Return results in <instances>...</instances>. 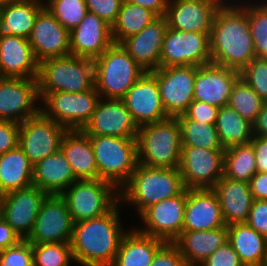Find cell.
<instances>
[{
	"mask_svg": "<svg viewBox=\"0 0 267 266\" xmlns=\"http://www.w3.org/2000/svg\"><path fill=\"white\" fill-rule=\"evenodd\" d=\"M223 2L210 33L211 63L241 72L255 57L248 6Z\"/></svg>",
	"mask_w": 267,
	"mask_h": 266,
	"instance_id": "cell-1",
	"label": "cell"
},
{
	"mask_svg": "<svg viewBox=\"0 0 267 266\" xmlns=\"http://www.w3.org/2000/svg\"><path fill=\"white\" fill-rule=\"evenodd\" d=\"M117 204L106 214L76 222L70 241L74 261L82 266H111L121 240L122 230Z\"/></svg>",
	"mask_w": 267,
	"mask_h": 266,
	"instance_id": "cell-2",
	"label": "cell"
},
{
	"mask_svg": "<svg viewBox=\"0 0 267 266\" xmlns=\"http://www.w3.org/2000/svg\"><path fill=\"white\" fill-rule=\"evenodd\" d=\"M121 189L120 200L137 206L140 215L149 206L177 196L186 188L178 168L147 167L138 163Z\"/></svg>",
	"mask_w": 267,
	"mask_h": 266,
	"instance_id": "cell-3",
	"label": "cell"
},
{
	"mask_svg": "<svg viewBox=\"0 0 267 266\" xmlns=\"http://www.w3.org/2000/svg\"><path fill=\"white\" fill-rule=\"evenodd\" d=\"M181 148V129L177 117L139 126V164L147 167L178 168Z\"/></svg>",
	"mask_w": 267,
	"mask_h": 266,
	"instance_id": "cell-4",
	"label": "cell"
},
{
	"mask_svg": "<svg viewBox=\"0 0 267 266\" xmlns=\"http://www.w3.org/2000/svg\"><path fill=\"white\" fill-rule=\"evenodd\" d=\"M37 81L41 99L53 92L88 91L95 86L94 62L74 55L46 59L39 63Z\"/></svg>",
	"mask_w": 267,
	"mask_h": 266,
	"instance_id": "cell-5",
	"label": "cell"
},
{
	"mask_svg": "<svg viewBox=\"0 0 267 266\" xmlns=\"http://www.w3.org/2000/svg\"><path fill=\"white\" fill-rule=\"evenodd\" d=\"M93 62L95 88L106 99H122L146 72L121 43H113Z\"/></svg>",
	"mask_w": 267,
	"mask_h": 266,
	"instance_id": "cell-6",
	"label": "cell"
},
{
	"mask_svg": "<svg viewBox=\"0 0 267 266\" xmlns=\"http://www.w3.org/2000/svg\"><path fill=\"white\" fill-rule=\"evenodd\" d=\"M100 180L121 189L138 165L137 138L88 136Z\"/></svg>",
	"mask_w": 267,
	"mask_h": 266,
	"instance_id": "cell-7",
	"label": "cell"
},
{
	"mask_svg": "<svg viewBox=\"0 0 267 266\" xmlns=\"http://www.w3.org/2000/svg\"><path fill=\"white\" fill-rule=\"evenodd\" d=\"M68 188L61 197L74 223L100 217L120 201L119 190L104 180H76Z\"/></svg>",
	"mask_w": 267,
	"mask_h": 266,
	"instance_id": "cell-8",
	"label": "cell"
},
{
	"mask_svg": "<svg viewBox=\"0 0 267 266\" xmlns=\"http://www.w3.org/2000/svg\"><path fill=\"white\" fill-rule=\"evenodd\" d=\"M99 99L95 86L79 93H48L41 100L47 108H41V112L67 130H82L92 117Z\"/></svg>",
	"mask_w": 267,
	"mask_h": 266,
	"instance_id": "cell-9",
	"label": "cell"
},
{
	"mask_svg": "<svg viewBox=\"0 0 267 266\" xmlns=\"http://www.w3.org/2000/svg\"><path fill=\"white\" fill-rule=\"evenodd\" d=\"M210 63V33L167 29L159 67L202 66Z\"/></svg>",
	"mask_w": 267,
	"mask_h": 266,
	"instance_id": "cell-10",
	"label": "cell"
},
{
	"mask_svg": "<svg viewBox=\"0 0 267 266\" xmlns=\"http://www.w3.org/2000/svg\"><path fill=\"white\" fill-rule=\"evenodd\" d=\"M225 150L182 147L178 169L186 189L212 188L224 176Z\"/></svg>",
	"mask_w": 267,
	"mask_h": 266,
	"instance_id": "cell-11",
	"label": "cell"
},
{
	"mask_svg": "<svg viewBox=\"0 0 267 266\" xmlns=\"http://www.w3.org/2000/svg\"><path fill=\"white\" fill-rule=\"evenodd\" d=\"M67 129L42 112L27 118L19 127V146L34 166L61 148Z\"/></svg>",
	"mask_w": 267,
	"mask_h": 266,
	"instance_id": "cell-12",
	"label": "cell"
},
{
	"mask_svg": "<svg viewBox=\"0 0 267 266\" xmlns=\"http://www.w3.org/2000/svg\"><path fill=\"white\" fill-rule=\"evenodd\" d=\"M197 69L198 66H171L151 71L157 79L162 104L168 117L183 115L194 100Z\"/></svg>",
	"mask_w": 267,
	"mask_h": 266,
	"instance_id": "cell-13",
	"label": "cell"
},
{
	"mask_svg": "<svg viewBox=\"0 0 267 266\" xmlns=\"http://www.w3.org/2000/svg\"><path fill=\"white\" fill-rule=\"evenodd\" d=\"M73 225L71 213L61 195H48L26 240L31 244L70 243Z\"/></svg>",
	"mask_w": 267,
	"mask_h": 266,
	"instance_id": "cell-14",
	"label": "cell"
},
{
	"mask_svg": "<svg viewBox=\"0 0 267 266\" xmlns=\"http://www.w3.org/2000/svg\"><path fill=\"white\" fill-rule=\"evenodd\" d=\"M37 79L0 77V120L21 124L41 112Z\"/></svg>",
	"mask_w": 267,
	"mask_h": 266,
	"instance_id": "cell-15",
	"label": "cell"
},
{
	"mask_svg": "<svg viewBox=\"0 0 267 266\" xmlns=\"http://www.w3.org/2000/svg\"><path fill=\"white\" fill-rule=\"evenodd\" d=\"M186 206V189L179 195L167 198L146 208L141 214L144 229L139 232L173 242L181 233Z\"/></svg>",
	"mask_w": 267,
	"mask_h": 266,
	"instance_id": "cell-16",
	"label": "cell"
},
{
	"mask_svg": "<svg viewBox=\"0 0 267 266\" xmlns=\"http://www.w3.org/2000/svg\"><path fill=\"white\" fill-rule=\"evenodd\" d=\"M106 100V101H105ZM139 127L122 99H99L82 131L88 136L137 138Z\"/></svg>",
	"mask_w": 267,
	"mask_h": 266,
	"instance_id": "cell-17",
	"label": "cell"
},
{
	"mask_svg": "<svg viewBox=\"0 0 267 266\" xmlns=\"http://www.w3.org/2000/svg\"><path fill=\"white\" fill-rule=\"evenodd\" d=\"M47 196V193L34 185L3 195L2 217L22 239L31 233Z\"/></svg>",
	"mask_w": 267,
	"mask_h": 266,
	"instance_id": "cell-18",
	"label": "cell"
},
{
	"mask_svg": "<svg viewBox=\"0 0 267 266\" xmlns=\"http://www.w3.org/2000/svg\"><path fill=\"white\" fill-rule=\"evenodd\" d=\"M29 39L39 63L71 55L70 32L44 6L36 16Z\"/></svg>",
	"mask_w": 267,
	"mask_h": 266,
	"instance_id": "cell-19",
	"label": "cell"
},
{
	"mask_svg": "<svg viewBox=\"0 0 267 266\" xmlns=\"http://www.w3.org/2000/svg\"><path fill=\"white\" fill-rule=\"evenodd\" d=\"M137 126L168 118L156 77L145 72L122 98Z\"/></svg>",
	"mask_w": 267,
	"mask_h": 266,
	"instance_id": "cell-20",
	"label": "cell"
},
{
	"mask_svg": "<svg viewBox=\"0 0 267 266\" xmlns=\"http://www.w3.org/2000/svg\"><path fill=\"white\" fill-rule=\"evenodd\" d=\"M223 0H169L165 18L168 28L211 33L216 11Z\"/></svg>",
	"mask_w": 267,
	"mask_h": 266,
	"instance_id": "cell-21",
	"label": "cell"
},
{
	"mask_svg": "<svg viewBox=\"0 0 267 266\" xmlns=\"http://www.w3.org/2000/svg\"><path fill=\"white\" fill-rule=\"evenodd\" d=\"M240 72L213 63L198 66L194 83V100L219 108L226 106Z\"/></svg>",
	"mask_w": 267,
	"mask_h": 266,
	"instance_id": "cell-22",
	"label": "cell"
},
{
	"mask_svg": "<svg viewBox=\"0 0 267 266\" xmlns=\"http://www.w3.org/2000/svg\"><path fill=\"white\" fill-rule=\"evenodd\" d=\"M225 225L220 201L212 188L186 189L182 231H207Z\"/></svg>",
	"mask_w": 267,
	"mask_h": 266,
	"instance_id": "cell-23",
	"label": "cell"
},
{
	"mask_svg": "<svg viewBox=\"0 0 267 266\" xmlns=\"http://www.w3.org/2000/svg\"><path fill=\"white\" fill-rule=\"evenodd\" d=\"M113 43L111 26L91 12L70 32V53L74 56L94 60Z\"/></svg>",
	"mask_w": 267,
	"mask_h": 266,
	"instance_id": "cell-24",
	"label": "cell"
},
{
	"mask_svg": "<svg viewBox=\"0 0 267 266\" xmlns=\"http://www.w3.org/2000/svg\"><path fill=\"white\" fill-rule=\"evenodd\" d=\"M167 29L168 25L165 16H159L139 33L124 39L121 45L144 71L157 70Z\"/></svg>",
	"mask_w": 267,
	"mask_h": 266,
	"instance_id": "cell-25",
	"label": "cell"
},
{
	"mask_svg": "<svg viewBox=\"0 0 267 266\" xmlns=\"http://www.w3.org/2000/svg\"><path fill=\"white\" fill-rule=\"evenodd\" d=\"M37 61L29 39L0 37V77L37 79Z\"/></svg>",
	"mask_w": 267,
	"mask_h": 266,
	"instance_id": "cell-26",
	"label": "cell"
},
{
	"mask_svg": "<svg viewBox=\"0 0 267 266\" xmlns=\"http://www.w3.org/2000/svg\"><path fill=\"white\" fill-rule=\"evenodd\" d=\"M212 190L220 201L224 223H245L253 203L249 183L222 177Z\"/></svg>",
	"mask_w": 267,
	"mask_h": 266,
	"instance_id": "cell-27",
	"label": "cell"
},
{
	"mask_svg": "<svg viewBox=\"0 0 267 266\" xmlns=\"http://www.w3.org/2000/svg\"><path fill=\"white\" fill-rule=\"evenodd\" d=\"M76 180L61 148L33 166V185L48 195H61Z\"/></svg>",
	"mask_w": 267,
	"mask_h": 266,
	"instance_id": "cell-28",
	"label": "cell"
},
{
	"mask_svg": "<svg viewBox=\"0 0 267 266\" xmlns=\"http://www.w3.org/2000/svg\"><path fill=\"white\" fill-rule=\"evenodd\" d=\"M228 241V226L207 231H182L173 241L187 266H198Z\"/></svg>",
	"mask_w": 267,
	"mask_h": 266,
	"instance_id": "cell-29",
	"label": "cell"
},
{
	"mask_svg": "<svg viewBox=\"0 0 267 266\" xmlns=\"http://www.w3.org/2000/svg\"><path fill=\"white\" fill-rule=\"evenodd\" d=\"M61 150L78 180L99 179L93 148L82 130H67L61 141Z\"/></svg>",
	"mask_w": 267,
	"mask_h": 266,
	"instance_id": "cell-30",
	"label": "cell"
},
{
	"mask_svg": "<svg viewBox=\"0 0 267 266\" xmlns=\"http://www.w3.org/2000/svg\"><path fill=\"white\" fill-rule=\"evenodd\" d=\"M166 241L143 234L137 229L123 236L111 266H150L156 252Z\"/></svg>",
	"mask_w": 267,
	"mask_h": 266,
	"instance_id": "cell-31",
	"label": "cell"
},
{
	"mask_svg": "<svg viewBox=\"0 0 267 266\" xmlns=\"http://www.w3.org/2000/svg\"><path fill=\"white\" fill-rule=\"evenodd\" d=\"M228 242L244 266H267V238L246 223L228 225Z\"/></svg>",
	"mask_w": 267,
	"mask_h": 266,
	"instance_id": "cell-32",
	"label": "cell"
},
{
	"mask_svg": "<svg viewBox=\"0 0 267 266\" xmlns=\"http://www.w3.org/2000/svg\"><path fill=\"white\" fill-rule=\"evenodd\" d=\"M44 3L16 0L0 7V37L19 36L28 39L34 21Z\"/></svg>",
	"mask_w": 267,
	"mask_h": 266,
	"instance_id": "cell-33",
	"label": "cell"
},
{
	"mask_svg": "<svg viewBox=\"0 0 267 266\" xmlns=\"http://www.w3.org/2000/svg\"><path fill=\"white\" fill-rule=\"evenodd\" d=\"M33 185V165L18 145L0 155V194Z\"/></svg>",
	"mask_w": 267,
	"mask_h": 266,
	"instance_id": "cell-34",
	"label": "cell"
},
{
	"mask_svg": "<svg viewBox=\"0 0 267 266\" xmlns=\"http://www.w3.org/2000/svg\"><path fill=\"white\" fill-rule=\"evenodd\" d=\"M215 125L224 149L250 143L253 138L252 123L242 118L228 105L219 109Z\"/></svg>",
	"mask_w": 267,
	"mask_h": 266,
	"instance_id": "cell-35",
	"label": "cell"
},
{
	"mask_svg": "<svg viewBox=\"0 0 267 266\" xmlns=\"http://www.w3.org/2000/svg\"><path fill=\"white\" fill-rule=\"evenodd\" d=\"M156 18L152 11L123 0L117 19L111 27L113 42L121 43L127 37L139 33Z\"/></svg>",
	"mask_w": 267,
	"mask_h": 266,
	"instance_id": "cell-36",
	"label": "cell"
},
{
	"mask_svg": "<svg viewBox=\"0 0 267 266\" xmlns=\"http://www.w3.org/2000/svg\"><path fill=\"white\" fill-rule=\"evenodd\" d=\"M177 119L181 129L182 147L225 150L220 143L215 124L191 120L184 114Z\"/></svg>",
	"mask_w": 267,
	"mask_h": 266,
	"instance_id": "cell-37",
	"label": "cell"
},
{
	"mask_svg": "<svg viewBox=\"0 0 267 266\" xmlns=\"http://www.w3.org/2000/svg\"><path fill=\"white\" fill-rule=\"evenodd\" d=\"M256 172V158L251 143L225 149L224 177L249 182Z\"/></svg>",
	"mask_w": 267,
	"mask_h": 266,
	"instance_id": "cell-38",
	"label": "cell"
},
{
	"mask_svg": "<svg viewBox=\"0 0 267 266\" xmlns=\"http://www.w3.org/2000/svg\"><path fill=\"white\" fill-rule=\"evenodd\" d=\"M264 103L247 82L239 77L233 85L227 105L253 124Z\"/></svg>",
	"mask_w": 267,
	"mask_h": 266,
	"instance_id": "cell-39",
	"label": "cell"
},
{
	"mask_svg": "<svg viewBox=\"0 0 267 266\" xmlns=\"http://www.w3.org/2000/svg\"><path fill=\"white\" fill-rule=\"evenodd\" d=\"M44 6L69 32L76 28L85 17V0H50Z\"/></svg>",
	"mask_w": 267,
	"mask_h": 266,
	"instance_id": "cell-40",
	"label": "cell"
},
{
	"mask_svg": "<svg viewBox=\"0 0 267 266\" xmlns=\"http://www.w3.org/2000/svg\"><path fill=\"white\" fill-rule=\"evenodd\" d=\"M33 266H68L74 261L70 243L32 244Z\"/></svg>",
	"mask_w": 267,
	"mask_h": 266,
	"instance_id": "cell-41",
	"label": "cell"
},
{
	"mask_svg": "<svg viewBox=\"0 0 267 266\" xmlns=\"http://www.w3.org/2000/svg\"><path fill=\"white\" fill-rule=\"evenodd\" d=\"M250 5V6H249ZM248 5V22L255 55L267 59V3Z\"/></svg>",
	"mask_w": 267,
	"mask_h": 266,
	"instance_id": "cell-42",
	"label": "cell"
},
{
	"mask_svg": "<svg viewBox=\"0 0 267 266\" xmlns=\"http://www.w3.org/2000/svg\"><path fill=\"white\" fill-rule=\"evenodd\" d=\"M240 77L267 102V59L255 57L241 72Z\"/></svg>",
	"mask_w": 267,
	"mask_h": 266,
	"instance_id": "cell-43",
	"label": "cell"
},
{
	"mask_svg": "<svg viewBox=\"0 0 267 266\" xmlns=\"http://www.w3.org/2000/svg\"><path fill=\"white\" fill-rule=\"evenodd\" d=\"M0 266H33L32 244L22 239L15 246L1 250Z\"/></svg>",
	"mask_w": 267,
	"mask_h": 266,
	"instance_id": "cell-44",
	"label": "cell"
},
{
	"mask_svg": "<svg viewBox=\"0 0 267 266\" xmlns=\"http://www.w3.org/2000/svg\"><path fill=\"white\" fill-rule=\"evenodd\" d=\"M123 0H85L87 11L96 14L111 27L115 23Z\"/></svg>",
	"mask_w": 267,
	"mask_h": 266,
	"instance_id": "cell-45",
	"label": "cell"
},
{
	"mask_svg": "<svg viewBox=\"0 0 267 266\" xmlns=\"http://www.w3.org/2000/svg\"><path fill=\"white\" fill-rule=\"evenodd\" d=\"M198 266H244V264L227 241Z\"/></svg>",
	"mask_w": 267,
	"mask_h": 266,
	"instance_id": "cell-46",
	"label": "cell"
},
{
	"mask_svg": "<svg viewBox=\"0 0 267 266\" xmlns=\"http://www.w3.org/2000/svg\"><path fill=\"white\" fill-rule=\"evenodd\" d=\"M219 109V107L206 102L193 100L184 115L191 120L216 124Z\"/></svg>",
	"mask_w": 267,
	"mask_h": 266,
	"instance_id": "cell-47",
	"label": "cell"
},
{
	"mask_svg": "<svg viewBox=\"0 0 267 266\" xmlns=\"http://www.w3.org/2000/svg\"><path fill=\"white\" fill-rule=\"evenodd\" d=\"M150 266H187L178 247L166 242L155 254Z\"/></svg>",
	"mask_w": 267,
	"mask_h": 266,
	"instance_id": "cell-48",
	"label": "cell"
},
{
	"mask_svg": "<svg viewBox=\"0 0 267 266\" xmlns=\"http://www.w3.org/2000/svg\"><path fill=\"white\" fill-rule=\"evenodd\" d=\"M245 223L267 238V200H253Z\"/></svg>",
	"mask_w": 267,
	"mask_h": 266,
	"instance_id": "cell-49",
	"label": "cell"
},
{
	"mask_svg": "<svg viewBox=\"0 0 267 266\" xmlns=\"http://www.w3.org/2000/svg\"><path fill=\"white\" fill-rule=\"evenodd\" d=\"M19 127V123L0 120V155L19 145Z\"/></svg>",
	"mask_w": 267,
	"mask_h": 266,
	"instance_id": "cell-50",
	"label": "cell"
},
{
	"mask_svg": "<svg viewBox=\"0 0 267 266\" xmlns=\"http://www.w3.org/2000/svg\"><path fill=\"white\" fill-rule=\"evenodd\" d=\"M250 143L255 153L256 171L267 173V138L253 135Z\"/></svg>",
	"mask_w": 267,
	"mask_h": 266,
	"instance_id": "cell-51",
	"label": "cell"
},
{
	"mask_svg": "<svg viewBox=\"0 0 267 266\" xmlns=\"http://www.w3.org/2000/svg\"><path fill=\"white\" fill-rule=\"evenodd\" d=\"M248 183L253 199L267 200V173L256 172Z\"/></svg>",
	"mask_w": 267,
	"mask_h": 266,
	"instance_id": "cell-52",
	"label": "cell"
},
{
	"mask_svg": "<svg viewBox=\"0 0 267 266\" xmlns=\"http://www.w3.org/2000/svg\"><path fill=\"white\" fill-rule=\"evenodd\" d=\"M22 238L16 233L12 227L0 218V251L15 246Z\"/></svg>",
	"mask_w": 267,
	"mask_h": 266,
	"instance_id": "cell-53",
	"label": "cell"
},
{
	"mask_svg": "<svg viewBox=\"0 0 267 266\" xmlns=\"http://www.w3.org/2000/svg\"><path fill=\"white\" fill-rule=\"evenodd\" d=\"M152 11L157 17L165 16L169 0H126Z\"/></svg>",
	"mask_w": 267,
	"mask_h": 266,
	"instance_id": "cell-54",
	"label": "cell"
},
{
	"mask_svg": "<svg viewBox=\"0 0 267 266\" xmlns=\"http://www.w3.org/2000/svg\"><path fill=\"white\" fill-rule=\"evenodd\" d=\"M253 125V135L267 138V102L263 104ZM256 134V135H255Z\"/></svg>",
	"mask_w": 267,
	"mask_h": 266,
	"instance_id": "cell-55",
	"label": "cell"
},
{
	"mask_svg": "<svg viewBox=\"0 0 267 266\" xmlns=\"http://www.w3.org/2000/svg\"><path fill=\"white\" fill-rule=\"evenodd\" d=\"M16 0H0V7Z\"/></svg>",
	"mask_w": 267,
	"mask_h": 266,
	"instance_id": "cell-56",
	"label": "cell"
},
{
	"mask_svg": "<svg viewBox=\"0 0 267 266\" xmlns=\"http://www.w3.org/2000/svg\"><path fill=\"white\" fill-rule=\"evenodd\" d=\"M2 200H3V195L0 194V218L2 217Z\"/></svg>",
	"mask_w": 267,
	"mask_h": 266,
	"instance_id": "cell-57",
	"label": "cell"
},
{
	"mask_svg": "<svg viewBox=\"0 0 267 266\" xmlns=\"http://www.w3.org/2000/svg\"><path fill=\"white\" fill-rule=\"evenodd\" d=\"M39 3H42V2H40V0H37ZM42 1V0H41ZM50 0H46V1H44L45 3H48Z\"/></svg>",
	"mask_w": 267,
	"mask_h": 266,
	"instance_id": "cell-58",
	"label": "cell"
}]
</instances>
